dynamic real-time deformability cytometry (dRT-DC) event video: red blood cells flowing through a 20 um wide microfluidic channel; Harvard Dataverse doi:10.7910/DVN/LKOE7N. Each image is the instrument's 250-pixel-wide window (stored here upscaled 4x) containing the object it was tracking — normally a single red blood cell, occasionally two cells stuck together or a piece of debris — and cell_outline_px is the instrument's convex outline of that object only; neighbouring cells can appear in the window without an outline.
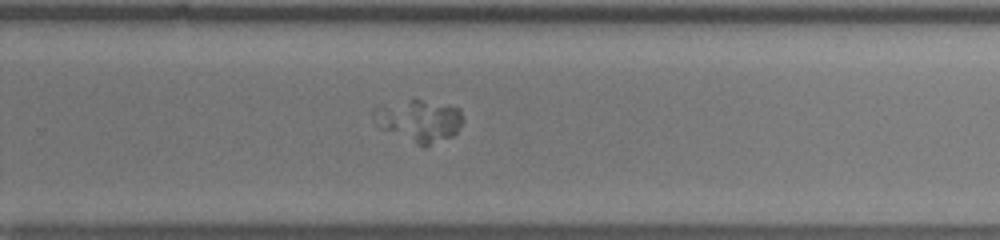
{"species": "human", "species_latin": "Homo sapiens", "temperature_condition": "room temperature", "stored_images_in_passage": 37, "camera_frame_rate_fps": 3000, "um_per_image_px": 0.085, "donor": {"sex": "female"}, "frame": {"image": 1, "passage_image": 22, "time_ms": 7.0, "image_size_px": [1000, 240], "cell_outline_px": [[464, 120], [456, 132], [452, 136], [424, 148], [380, 128], [376, 124], [372, 116], [372, 112], [380, 104], [408, 100], [420, 100], [448, 104], [460, 108]], "centroid_in_image_um": [35.62, 10.26], "position_along_channel_um": 294.2, "area_um2": 22.2}}
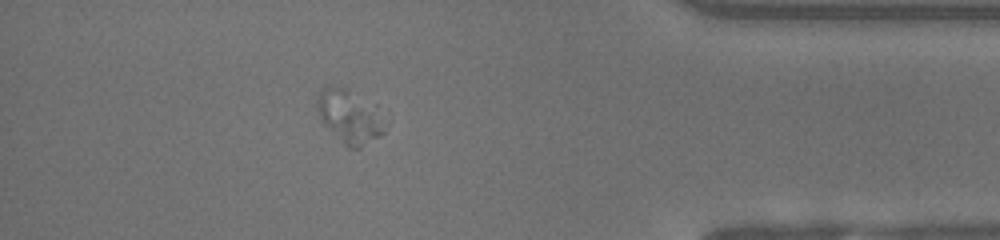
{"frame": {"image": 2, "passage_image": 32, "time_ms": 10.333, "image_size_px": [1000, 240], "cell_outline_px": [[384, 132], [380, 136], [360, 148], [348, 148], [344, 144], [320, 116], [316, 108], [316, 96], [328, 84], [344, 88], [376, 104], [380, 108]], "centroid_in_image_um": [29.73, 9.87], "position_along_channel_um": 405.5, "area_um2": 20.75}}